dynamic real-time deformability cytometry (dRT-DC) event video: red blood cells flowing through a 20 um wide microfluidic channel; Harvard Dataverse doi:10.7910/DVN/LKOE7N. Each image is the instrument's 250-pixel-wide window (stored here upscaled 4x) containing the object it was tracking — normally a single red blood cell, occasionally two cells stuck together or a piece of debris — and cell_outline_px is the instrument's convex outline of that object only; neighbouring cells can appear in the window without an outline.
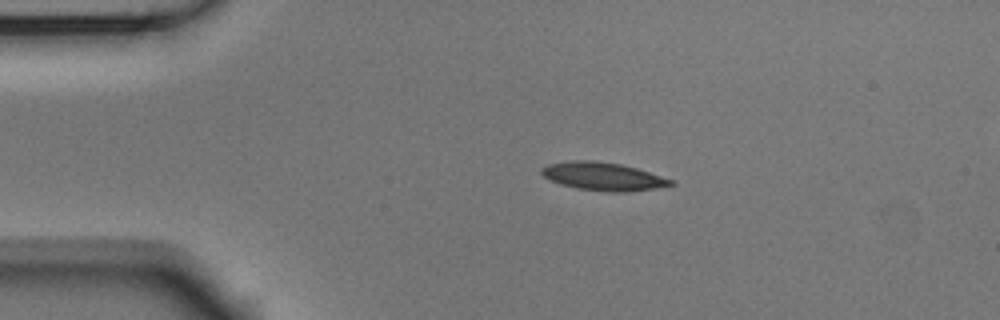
{"species": "Egyptian fruit bat (a non-hibernating species)", "species_latin": "Rousettus aegyptiacus", "temperature_condition": "room temperature", "stored_images_in_passage": 4, "segment_of_instrument_passage": [1, 2], "camera_frame_rate_fps": 3000, "um_per_image_px": 0.085, "animal": {"sex": "male"}, "frame": {"image": 1, "passage_image": 2, "time_ms": 0.333, "image_size_px": [1000, 320], "cell_outline_px": [[676, 184], [656, 188], [628, 192], [612, 192], [576, 188], [560, 184], [544, 176], [540, 172], [540, 168], [548, 164], [572, 160], [592, 160], [620, 164], [636, 168], [672, 180]], "centroid_in_image_um": [51.24, 14.99], "position_along_channel_um": 33.8, "area_um2": 20.98}}